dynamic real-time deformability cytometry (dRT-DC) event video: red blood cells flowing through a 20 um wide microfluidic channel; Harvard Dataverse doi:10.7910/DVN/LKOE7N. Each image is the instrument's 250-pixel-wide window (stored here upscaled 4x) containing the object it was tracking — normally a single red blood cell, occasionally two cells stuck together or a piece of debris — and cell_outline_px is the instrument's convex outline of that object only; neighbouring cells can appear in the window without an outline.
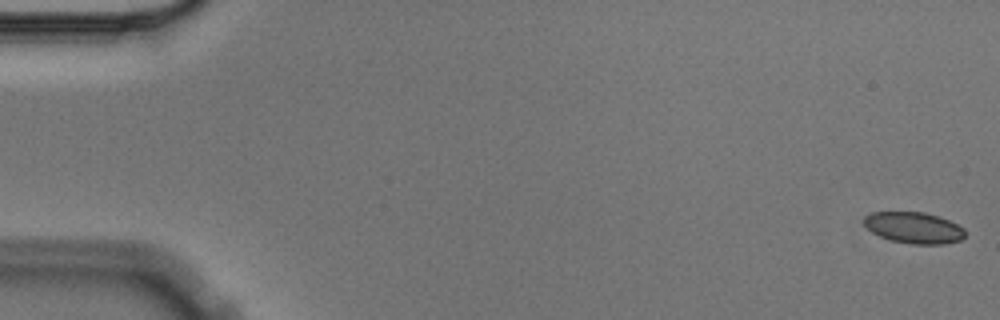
{"species": "Egyptian fruit bat (a non-hibernating species)", "species_latin": "Rousettus aegyptiacus", "temperature_condition": "cold", "stored_images_in_passage": 3, "camera_frame_rate_fps": 3000, "um_per_image_px": 0.085, "animal": {"sex": "male"}, "frame": {"image": 1, "passage_image": 1, "time_ms": 0.0, "image_size_px": [1000, 320], "cell_outline_px": [[964, 236], [960, 240], [944, 244], [912, 244], [892, 240], [880, 236], [872, 232], [864, 224], [864, 216], [872, 212], [924, 212], [940, 216], [964, 228]], "centroid_in_image_um": [77.68, 19.35], "position_along_channel_um": 7.3, "area_um2": 18.32}}